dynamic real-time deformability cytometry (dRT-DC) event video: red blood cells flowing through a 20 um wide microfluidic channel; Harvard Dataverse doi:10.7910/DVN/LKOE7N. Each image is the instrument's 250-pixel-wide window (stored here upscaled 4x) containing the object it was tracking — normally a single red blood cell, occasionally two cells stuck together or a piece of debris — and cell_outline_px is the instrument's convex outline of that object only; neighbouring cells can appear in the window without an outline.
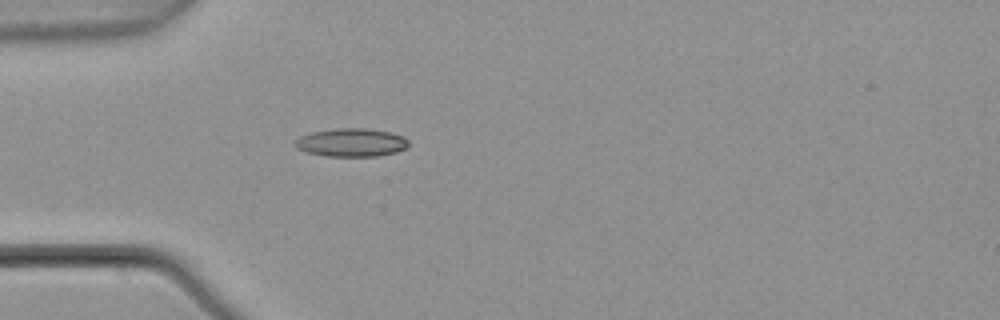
{"species": "common noctule bat (a hibernating species)", "species_latin": "Nyctalus noctula", "temperature_condition": "warm", "stored_images_in_passage": 2, "camera_frame_rate_fps": 3000, "um_per_image_px": 0.085, "animal": {"sex": "male", "body_mass_g": 21.5, "forearm_length_mm": 52.0}, "frame": {"image": 1, "passage_image": 2, "time_ms": 0.333, "image_size_px": [1000, 320], "cell_outline_px": [[408, 148], [396, 152], [376, 156], [328, 156], [308, 152], [296, 148], [292, 144], [300, 136], [312, 132], [336, 128], [364, 128], [392, 132], [404, 136], [408, 140]], "centroid_in_image_um": [29.88, 12.1], "position_along_channel_um": 55.1, "area_um2": 18.79}}